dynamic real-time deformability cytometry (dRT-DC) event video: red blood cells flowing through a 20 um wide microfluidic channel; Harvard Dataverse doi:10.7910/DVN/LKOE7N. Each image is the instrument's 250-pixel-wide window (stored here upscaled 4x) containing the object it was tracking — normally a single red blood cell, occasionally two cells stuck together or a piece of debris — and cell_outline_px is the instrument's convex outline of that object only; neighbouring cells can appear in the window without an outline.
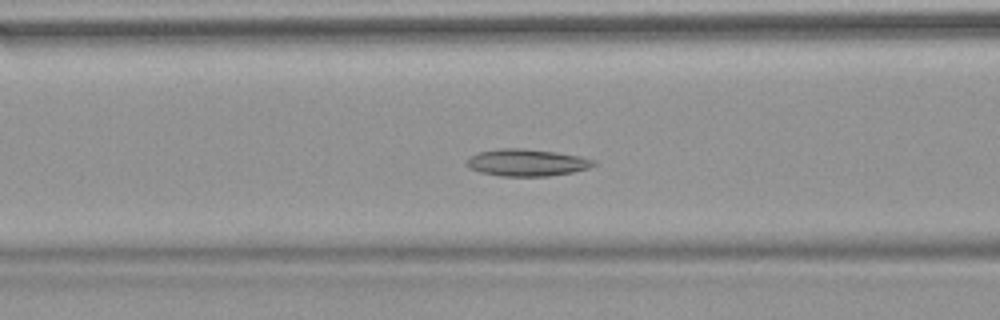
{"species": "common noctule bat (a hibernating species)", "species_latin": "Nyctalus noctula", "temperature_condition": "warm", "stored_images_in_passage": 55, "segment_of_instrument_passage": [1, 2], "camera_frame_rate_fps": 3000, "um_per_image_px": 0.085, "animal": {"sex": "female", "body_mass_g": 18.4}, "frame": {"image": 1, "passage_image": 22, "time_ms": 7.0, "image_size_px": [1000, 320], "cell_outline_px": [[596, 164], [588, 168], [572, 172], [548, 176], [500, 176], [480, 172], [468, 168], [464, 160], [468, 156], [480, 152], [500, 148], [520, 148], [556, 152], [580, 156], [596, 160]], "centroid_in_image_um": [44.74, 13.82], "position_along_channel_um": 121.9, "area_um2": 20.11}}
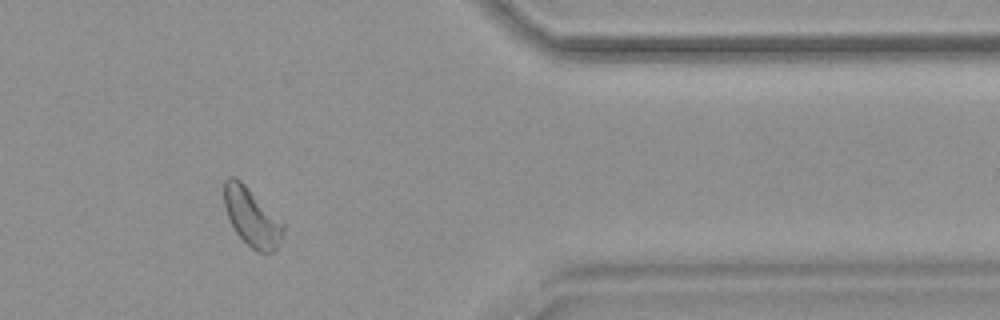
{"frame": {"image": 2, "passage_image": 45, "time_ms": 14.667, "image_size_px": [1000, 320], "cell_outline_px": [[284, 232], [276, 248], [272, 252], [256, 252], [236, 232], [228, 216], [224, 204], [224, 180], [228, 176], [236, 176], [284, 224]], "centroid_in_image_um": [21.38, 18.44], "position_along_channel_um": 390.0, "area_um2": 19.54}}
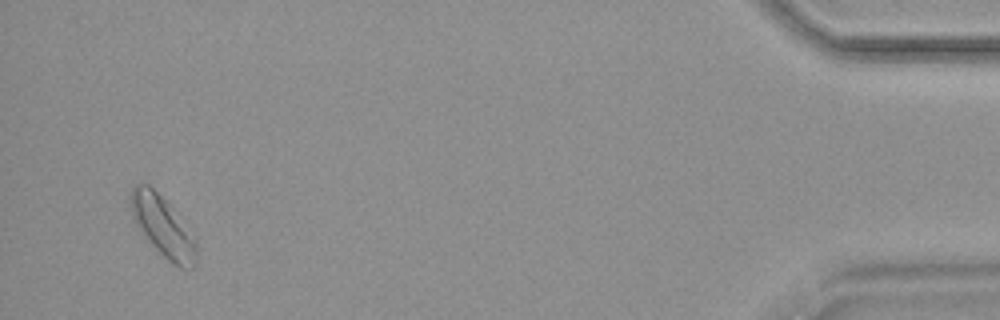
{"frame": {"image": 3, "passage_image": 52, "time_ms": 17.0, "image_size_px": [1000, 320], "cell_outline_px": [[196, 264], [192, 268], [180, 268], [172, 264], [140, 232], [132, 216], [128, 200], [132, 188], [136, 184], [148, 184], [168, 204], [196, 240]], "centroid_in_image_um": [13.8, 19.26], "position_along_channel_um": 421.4, "area_um2": 22.72}}